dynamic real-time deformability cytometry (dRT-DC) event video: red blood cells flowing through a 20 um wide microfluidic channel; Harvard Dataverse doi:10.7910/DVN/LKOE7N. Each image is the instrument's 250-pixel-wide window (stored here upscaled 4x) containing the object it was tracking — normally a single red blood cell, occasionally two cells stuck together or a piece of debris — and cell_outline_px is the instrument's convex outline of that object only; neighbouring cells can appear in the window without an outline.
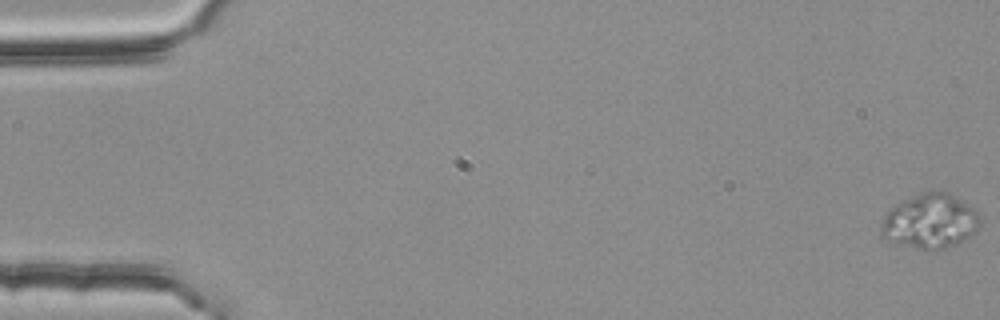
{"species": "common noctule bat (a hibernating species)", "species_latin": "Nyctalus noctula", "temperature_condition": "room temperature", "stored_images_in_passage": 56, "segment_of_instrument_passage": [1, 2], "camera_frame_rate_fps": 3000, "um_per_image_px": 0.085, "animal": {"sex": "female", "body_mass_g": 25.1}, "frame": {"image": 1, "passage_image": 1, "time_ms": 0.0, "image_size_px": [1000, 320], "cell_outline_px": [[980, 224], [968, 236], [956, 244], [944, 248], [916, 248], [884, 240], [880, 236], [880, 228], [884, 212], [896, 204], [920, 192], [948, 192], [972, 208], [980, 216]], "centroid_in_image_um": [78.97, 18.8], "position_along_channel_um": 6.0, "area_um2": 31.04}}
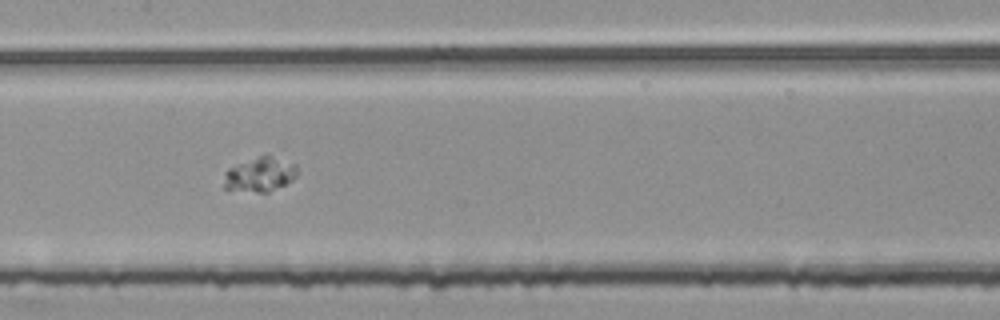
{"frame": {"image": 2, "passage_image": 28, "time_ms": 9.0, "image_size_px": [1000, 320], "cell_outline_px": [[296, 176], [292, 180], [268, 192], [256, 192], [224, 188], [224, 172], [228, 168], [260, 156], [272, 156], [296, 164]], "centroid_in_image_um": [22.08, 14.84], "position_along_channel_um": 185.3, "area_um2": 14.33}}
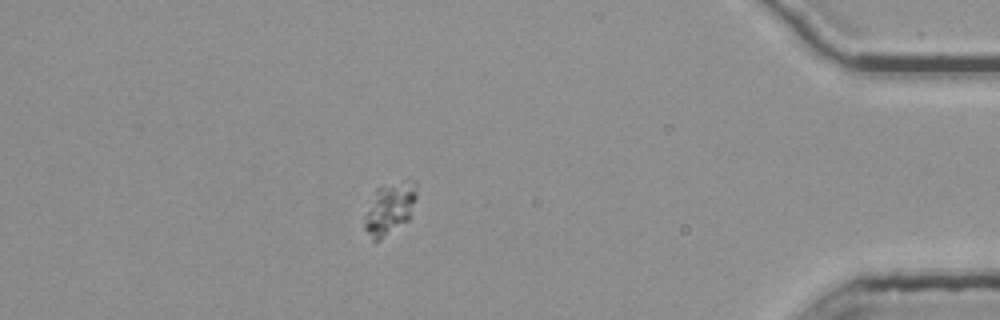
{"frame": {"image": 3, "passage_image": 49, "time_ms": 16.0, "image_size_px": [1000, 320], "cell_outline_px": [[416, 196], [408, 220], [380, 240], [372, 240], [364, 228], [364, 216], [376, 188], [380, 184], [416, 180]], "centroid_in_image_um": [33.1, 17.7], "position_along_channel_um": 402.1, "area_um2": 15.72}}